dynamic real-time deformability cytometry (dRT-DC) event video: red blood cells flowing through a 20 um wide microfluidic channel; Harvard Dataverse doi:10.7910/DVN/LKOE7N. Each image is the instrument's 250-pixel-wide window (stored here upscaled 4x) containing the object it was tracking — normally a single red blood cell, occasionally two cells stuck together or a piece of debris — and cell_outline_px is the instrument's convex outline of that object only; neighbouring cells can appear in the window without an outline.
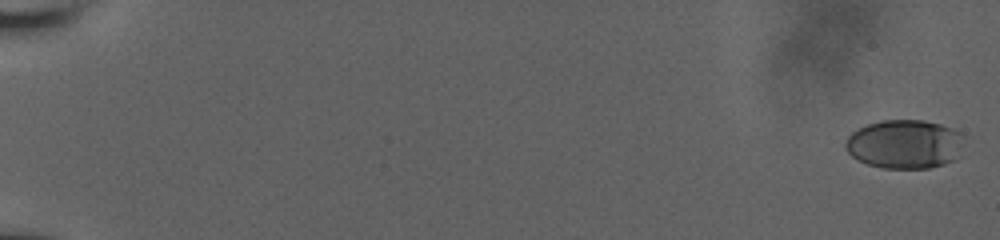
{"species": "human", "species_latin": "Homo sapiens", "temperature_condition": "room temperature", "stored_images_in_passage": 33, "camera_frame_rate_fps": 3000, "um_per_image_px": 0.085, "donor": {"sex": "male"}, "frame": {"image": 1, "passage_image": 1, "time_ms": 0.0, "image_size_px": [1000, 240], "cell_outline_px": [[964, 136], [952, 160], [944, 164], [928, 168], [884, 168], [868, 164], [852, 156], [848, 152], [844, 144], [848, 136], [852, 132], [868, 124], [880, 120], [924, 120], [940, 124], [952, 128], [960, 132]], "centroid_in_image_um": [76.85, 12.23], "position_along_channel_um": 8.1, "area_um2": 33.35}}
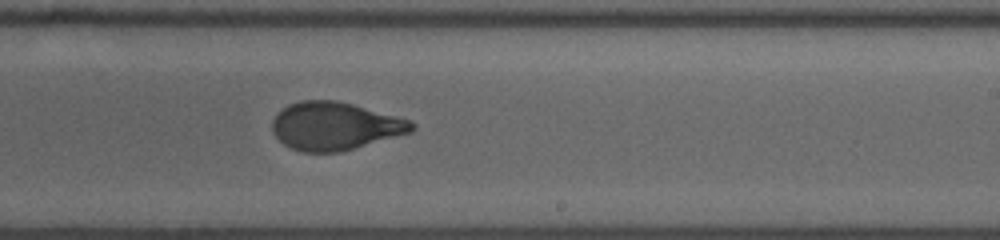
{"frame": {"image": 2, "passage_image": 19, "time_ms": 12.333, "image_size_px": [1000, 240], "cell_outline_px": [[416, 128], [412, 132], [340, 152], [304, 152], [292, 148], [284, 144], [272, 132], [272, 120], [288, 104], [300, 100], [336, 100], [352, 104], [412, 120], [416, 124]], "centroid_in_image_um": [28.49, 10.71], "position_along_channel_um": 260.5, "area_um2": 38.9}}
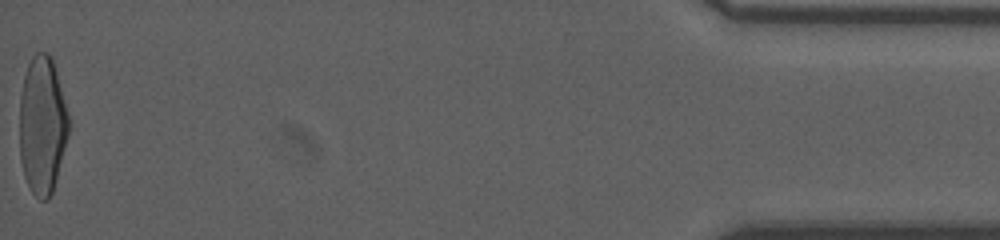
{"frame": {"image": 3, "passage_image": 33, "time_ms": 19.0, "image_size_px": [1000, 240], "cell_outline_px": [[68, 136], [52, 192], [48, 200], [40, 200], [32, 192], [24, 176], [20, 160], [20, 96], [24, 76], [28, 64], [32, 56], [36, 52], [48, 52], [52, 56], [68, 112]], "centroid_in_image_um": [3.59, 10.62], "position_along_channel_um": 431.6, "area_um2": 39.42}, "authors_computed_cell_mechanics": {"area_um2": 38.4948, "velocity_mm_per_s": 3.8734, "shape_relaxation_time_tau1_ms": 4.4144, "shape_relaxation_time_tau2_ms": null, "deformation_change_tau1": 0.1781, "deformation_change_tau2": null}}